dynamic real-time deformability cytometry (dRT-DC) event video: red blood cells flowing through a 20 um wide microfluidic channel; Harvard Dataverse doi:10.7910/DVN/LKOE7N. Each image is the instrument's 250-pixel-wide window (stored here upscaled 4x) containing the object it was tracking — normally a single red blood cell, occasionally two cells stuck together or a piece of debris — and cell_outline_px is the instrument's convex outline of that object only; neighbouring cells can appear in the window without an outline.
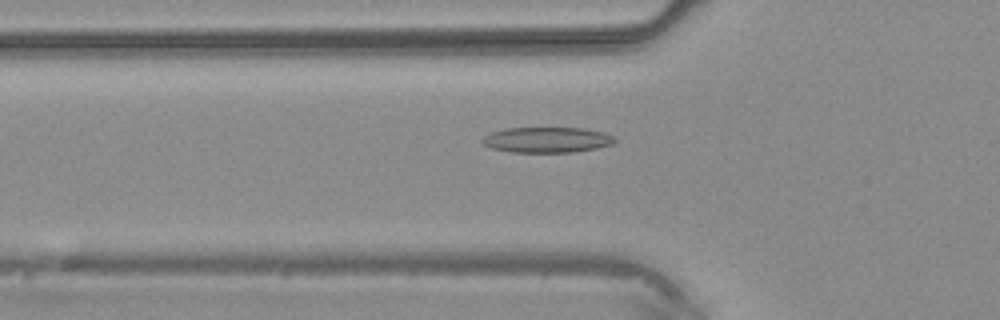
{"species": "common noctule bat (a hibernating species)", "species_latin": "Nyctalus noctula", "temperature_condition": "warm", "stored_images_in_passage": 43, "camera_frame_rate_fps": 3000, "um_per_image_px": 0.085, "animal": {"sex": "male", "body_mass_g": 20.4}, "frame": {"image": 1, "passage_image": 15, "time_ms": 4.667, "image_size_px": [1000, 320], "cell_outline_px": [[616, 140], [612, 144], [596, 148], [572, 152], [512, 152], [492, 148], [484, 144], [480, 140], [484, 136], [492, 132], [504, 128], [584, 128], [604, 132], [612, 136]], "centroid_in_image_um": [46.48, 11.88], "position_along_channel_um": 79.3, "area_um2": 19.59}}
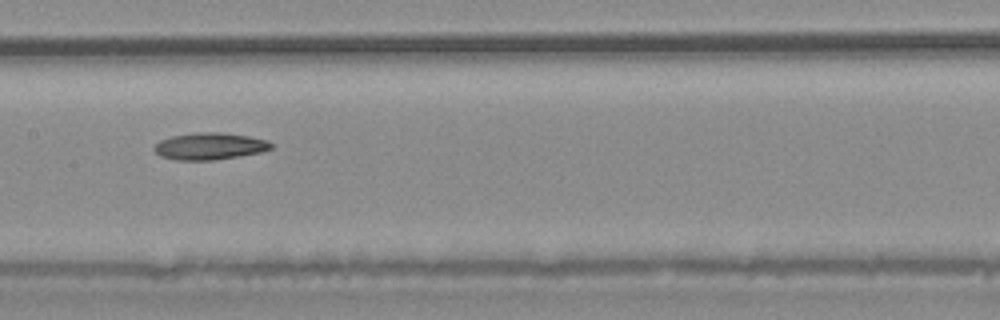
{"frame": {"image": 2, "passage_image": 22, "time_ms": 7.0, "image_size_px": [1000, 320], "cell_outline_px": [[272, 148], [260, 152], [240, 156], [212, 160], [176, 160], [160, 156], [152, 148], [160, 140], [172, 136], [196, 132], [224, 132], [248, 136], [268, 140], [272, 144]], "centroid_in_image_um": [17.81, 12.42], "position_along_channel_um": 189.6, "area_um2": 18.38}}
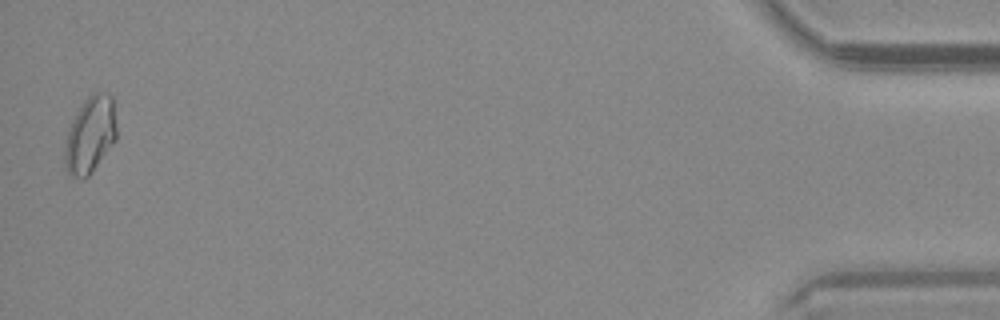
{"frame": {"image": 3, "passage_image": 43, "time_ms": 14.0, "image_size_px": [1000, 320], "cell_outline_px": [[116, 140], [92, 172], [84, 180], [80, 180], [68, 176], [64, 168], [64, 148], [68, 128], [76, 112], [84, 100], [92, 92], [100, 92], [112, 96], [116, 124]], "centroid_in_image_um": [7.63, 11.51], "position_along_channel_um": 427.6, "area_um2": 23.58}}